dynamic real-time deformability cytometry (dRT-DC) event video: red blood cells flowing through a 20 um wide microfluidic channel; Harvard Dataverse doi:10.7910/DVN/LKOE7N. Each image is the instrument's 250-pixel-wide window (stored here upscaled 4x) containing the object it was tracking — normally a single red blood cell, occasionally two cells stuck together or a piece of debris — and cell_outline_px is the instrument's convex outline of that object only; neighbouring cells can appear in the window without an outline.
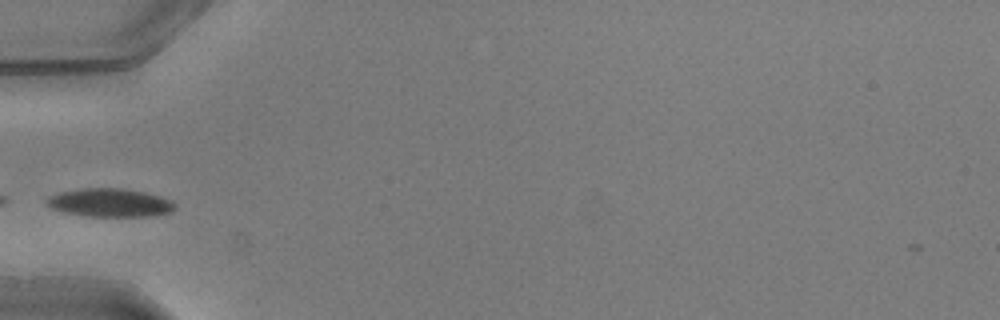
{"species": "common noctule bat (a hibernating species)", "species_latin": "Nyctalus noctula", "temperature_condition": "warm", "stored_images_in_passage": 26, "camera_frame_rate_fps": 3000, "um_per_image_px": 0.085, "animal": {"sex": "male", "body_mass_g": 20.5, "forearm_length_mm": 52.5}, "frame": {"image": 1, "passage_image": 1, "time_ms": 0.0, "image_size_px": [1000, 320], "cell_outline_px": [[176, 208], [172, 212], [156, 216], [84, 216], [64, 212], [52, 208], [44, 204], [44, 200], [48, 196], [60, 192], [80, 188], [124, 188], [144, 192], [160, 196], [172, 200], [176, 204]], "centroid_in_image_um": [9.34, 17.23], "position_along_channel_um": 75.7, "area_um2": 21.56}}
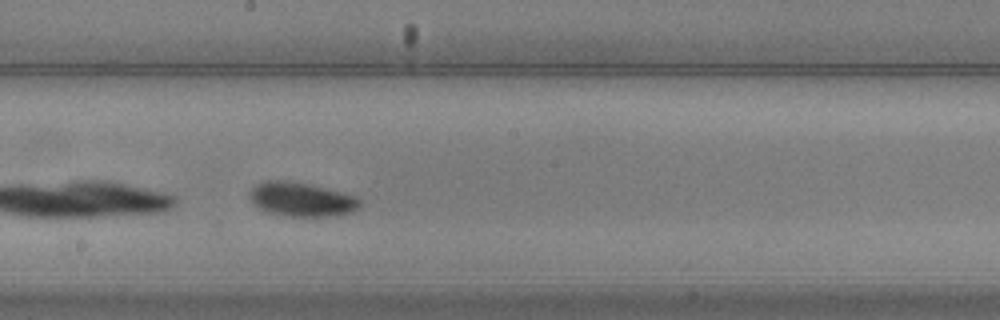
{"frame": {"image": 2, "passage_image": 12, "time_ms": 3.667, "image_size_px": [1000, 320], "cell_outline_px": [[360, 204], [352, 212], [332, 216], [288, 216], [268, 212], [252, 204], [248, 196], [248, 192], [256, 184], [268, 180], [284, 180], [308, 184], [356, 196], [360, 200]], "centroid_in_image_um": [25.57, 16.95], "position_along_channel_um": 222.6, "area_um2": 21.73}}
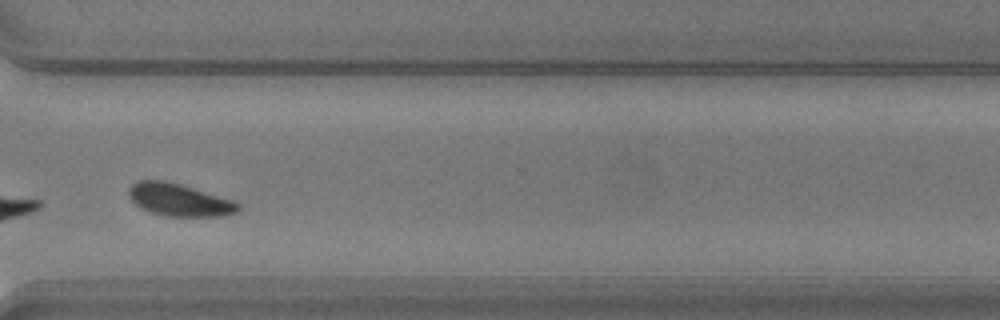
{"frame": {"image": 3, "passage_image": 22, "time_ms": 7.0, "image_size_px": [1000, 320], "cell_outline_px": [[240, 208], [236, 212], [220, 216], [168, 216], [152, 212], [140, 208], [128, 196], [128, 188], [132, 184], [140, 180], [164, 180], [180, 184], [236, 200], [240, 204]], "centroid_in_image_um": [15.25, 16.98], "position_along_channel_um": 355.4, "area_um2": 20.75}}